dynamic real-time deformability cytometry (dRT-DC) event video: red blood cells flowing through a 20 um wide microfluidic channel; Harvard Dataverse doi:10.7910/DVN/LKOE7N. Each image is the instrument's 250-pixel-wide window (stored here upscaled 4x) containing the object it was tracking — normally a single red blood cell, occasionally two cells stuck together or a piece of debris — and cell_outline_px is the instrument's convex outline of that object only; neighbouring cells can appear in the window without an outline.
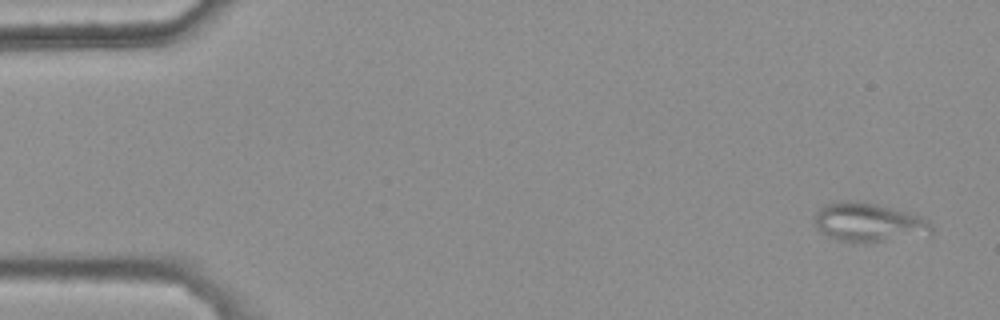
{"species": "common noctule bat (a hibernating species)", "species_latin": "Nyctalus noctula", "temperature_condition": "warm", "stored_images_in_passage": 3, "segment_of_instrument_passage": [2, 2], "camera_frame_rate_fps": 3000, "um_per_image_px": 0.085, "animal": {"sex": "female", "body_mass_g": 25.1}, "frame": {"image": 1, "passage_image": 3, "time_ms": 0.667, "image_size_px": [1000, 320], "cell_outline_px": [[932, 232], [928, 236], [864, 244], [852, 244], [836, 240], [828, 236], [816, 224], [816, 212], [824, 204], [832, 200], [848, 200], [876, 204], [908, 212], [920, 216], [928, 220], [932, 224]], "centroid_in_image_um": [73.88, 18.93], "position_along_channel_um": 11.1, "area_um2": 27.22}}